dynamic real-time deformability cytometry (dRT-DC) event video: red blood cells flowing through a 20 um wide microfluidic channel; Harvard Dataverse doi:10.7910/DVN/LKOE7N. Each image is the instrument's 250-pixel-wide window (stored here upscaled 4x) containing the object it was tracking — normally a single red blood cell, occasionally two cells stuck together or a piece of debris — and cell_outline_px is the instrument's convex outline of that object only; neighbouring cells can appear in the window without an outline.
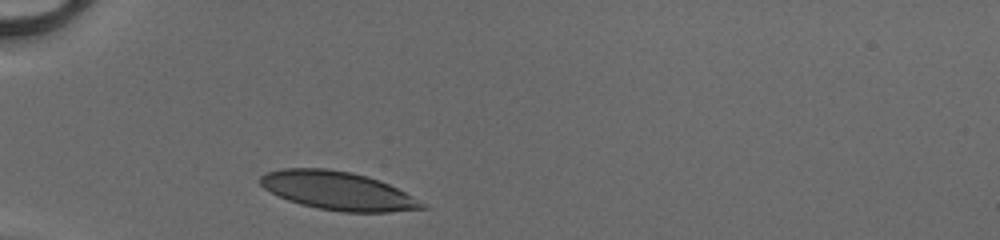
{"species": "human", "species_latin": "Homo sapiens", "temperature_condition": "cold", "stored_images_in_passage": 28, "camera_frame_rate_fps": 3000, "um_per_image_px": 0.085, "donor": {"sex": "male"}, "frame": {"image": 1, "passage_image": 1, "time_ms": 0.0, "image_size_px": [1000, 240], "cell_outline_px": [[428, 208], [388, 212], [344, 212], [320, 208], [300, 204], [288, 200], [264, 188], [260, 184], [260, 176], [268, 172], [284, 168], [324, 168], [352, 172], [368, 176], [380, 180], [428, 204]], "centroid_in_image_um": [28.75, 16.21], "position_along_channel_um": 56.3, "area_um2": 36.01}}
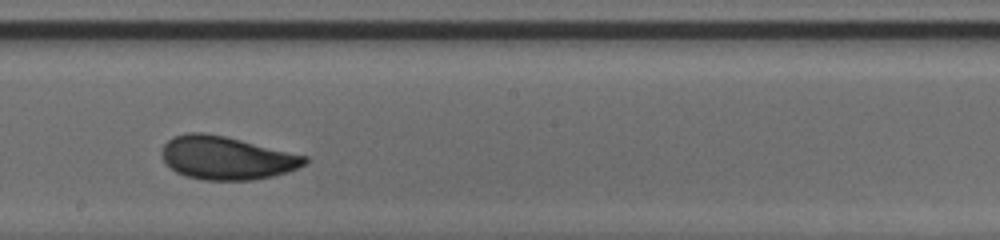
{"frame": {"image": 2, "passage_image": 15, "time_ms": 4.667, "image_size_px": [1000, 240], "cell_outline_px": [[308, 160], [304, 164], [288, 172], [272, 176], [252, 180], [204, 180], [184, 176], [176, 172], [164, 160], [160, 152], [164, 144], [172, 136], [188, 132], [204, 132], [224, 136], [308, 156]], "centroid_in_image_um": [19.23, 13.42], "position_along_channel_um": 229.0, "area_um2": 35.95}}
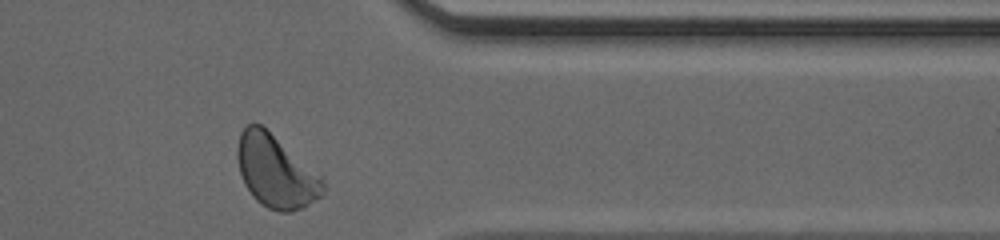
{"frame": {"image": 3, "passage_image": 27, "time_ms": 8.667, "image_size_px": [1000, 240], "cell_outline_px": [[324, 192], [320, 196], [304, 208], [292, 212], [280, 212], [268, 208], [256, 200], [252, 196], [244, 184], [240, 172], [236, 156], [236, 148], [240, 132], [248, 124], [260, 124], [320, 172], [324, 176]], "centroid_in_image_um": [23.47, 14.58], "position_along_channel_um": 387.9, "area_um2": 36.65}, "authors_computed_cell_mechanics": {"area_um2": 35.836, "velocity_mm_per_s": 4.1299, "shape_relaxation_time_tau1_ms": 2.2574, "shape_relaxation_time_tau2_ms": 0.8352, "deformation_change_tau1": 0.1141, "deformation_change_tau2": 0.0442}}